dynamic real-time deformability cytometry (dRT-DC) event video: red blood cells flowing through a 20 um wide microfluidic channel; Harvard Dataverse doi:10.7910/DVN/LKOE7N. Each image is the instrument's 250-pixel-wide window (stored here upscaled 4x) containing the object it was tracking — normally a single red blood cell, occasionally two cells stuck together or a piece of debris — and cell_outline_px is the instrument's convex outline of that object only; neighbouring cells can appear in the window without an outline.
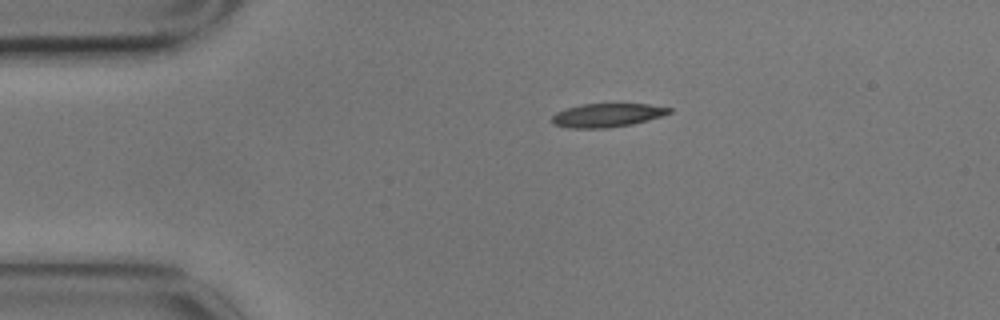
{"species": "common noctule bat (a hibernating species)", "species_latin": "Nyctalus noctula", "temperature_condition": "cold", "stored_images_in_passage": 2, "camera_frame_rate_fps": 3000, "um_per_image_px": 0.085, "animal": {"sex": "male", "body_mass_g": 17.9}, "frame": {"image": 1, "passage_image": 1, "time_ms": 0.0, "image_size_px": [1000, 320], "cell_outline_px": [[672, 112], [648, 120], [632, 124], [608, 128], [568, 128], [552, 124], [552, 116], [556, 112], [564, 108], [580, 104], [648, 104], [672, 108]], "centroid_in_image_um": [51.56, 9.79], "position_along_channel_um": 33.4, "area_um2": 16.24}}